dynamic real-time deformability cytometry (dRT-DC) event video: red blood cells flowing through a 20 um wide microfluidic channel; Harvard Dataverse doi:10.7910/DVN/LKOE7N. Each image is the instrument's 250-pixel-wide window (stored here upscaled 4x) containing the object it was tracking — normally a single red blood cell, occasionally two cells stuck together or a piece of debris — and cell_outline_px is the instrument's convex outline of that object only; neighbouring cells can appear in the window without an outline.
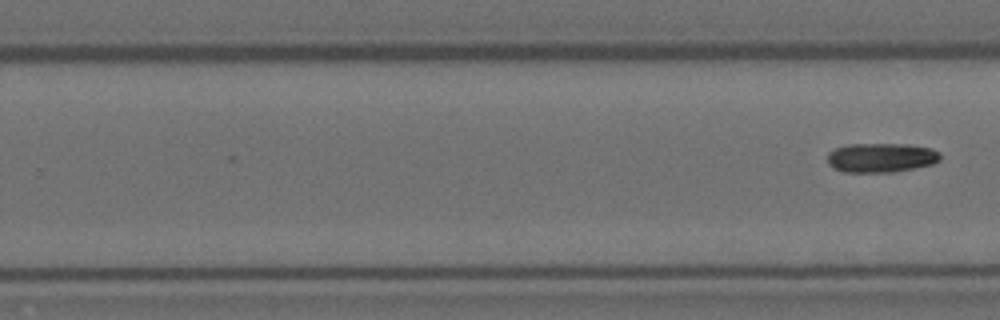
{"species": "Egyptian fruit bat (a non-hibernating species)", "species_latin": "Rousettus aegyptiacus", "temperature_condition": "room temperature", "stored_images_in_passage": 10, "segment_of_instrument_passage": [2, 2], "camera_frame_rate_fps": 3000, "um_per_image_px": 0.085, "animal": {"sex": "female"}, "frame": {"image": 1, "passage_image": 10, "time_ms": 3.0, "image_size_px": [1000, 320], "cell_outline_px": [[940, 160], [932, 164], [892, 172], [844, 172], [832, 168], [828, 164], [828, 152], [836, 148], [848, 144], [908, 144], [932, 148], [940, 152]], "centroid_in_image_um": [74.88, 13.39], "position_along_channel_um": 254.9, "area_um2": 19.36}}